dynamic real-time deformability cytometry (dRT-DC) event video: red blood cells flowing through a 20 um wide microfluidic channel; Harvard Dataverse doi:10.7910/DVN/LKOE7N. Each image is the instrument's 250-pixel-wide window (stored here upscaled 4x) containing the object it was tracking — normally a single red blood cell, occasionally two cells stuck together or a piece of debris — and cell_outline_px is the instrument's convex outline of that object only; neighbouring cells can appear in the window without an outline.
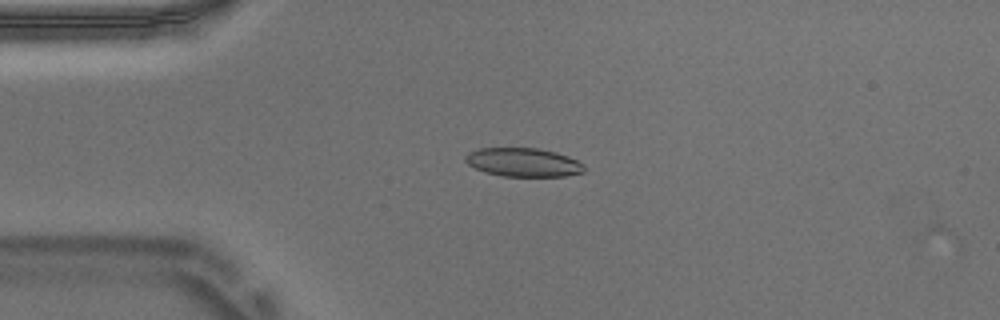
{"species": "Egyptian fruit bat (a non-hibernating species)", "species_latin": "Rousettus aegyptiacus", "temperature_condition": "warm", "stored_images_in_passage": 3, "camera_frame_rate_fps": 3000, "um_per_image_px": 0.085, "animal": {"sex": "male"}, "frame": {"image": 1, "passage_image": 2, "time_ms": 0.333, "image_size_px": [1000, 320], "cell_outline_px": [[584, 172], [564, 176], [504, 176], [484, 172], [468, 164], [464, 160], [464, 156], [468, 152], [480, 148], [536, 148], [556, 152], [568, 156], [584, 164]], "centroid_in_image_um": [44.46, 13.79], "position_along_channel_um": 40.5, "area_um2": 19.83}}